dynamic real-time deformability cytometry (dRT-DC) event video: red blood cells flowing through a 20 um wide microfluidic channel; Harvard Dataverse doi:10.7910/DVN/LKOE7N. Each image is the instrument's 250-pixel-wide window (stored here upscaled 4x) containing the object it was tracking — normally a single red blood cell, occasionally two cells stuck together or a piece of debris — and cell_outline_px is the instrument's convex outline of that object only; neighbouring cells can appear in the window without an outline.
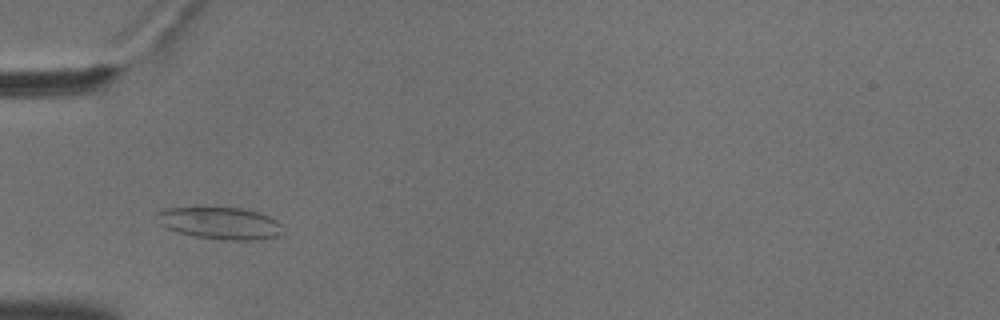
{"species": "common noctule bat (a hibernating species)", "species_latin": "Nyctalus noctula", "temperature_condition": "cold", "stored_images_in_passage": 47, "camera_frame_rate_fps": 3000, "um_per_image_px": 0.085, "animal": {"sex": "male", "body_mass_g": 18.8}, "frame": {"image": 1, "passage_image": 10, "time_ms": 3.0, "image_size_px": [1000, 320], "cell_outline_px": [[280, 232], [276, 236], [260, 240], [224, 240], [196, 236], [176, 232], [164, 228], [160, 224], [156, 212], [164, 208], [204, 204], [240, 208], [260, 212], [276, 220], [280, 224]], "centroid_in_image_um": [18.61, 18.91], "position_along_channel_um": 66.4, "area_um2": 24.45}}
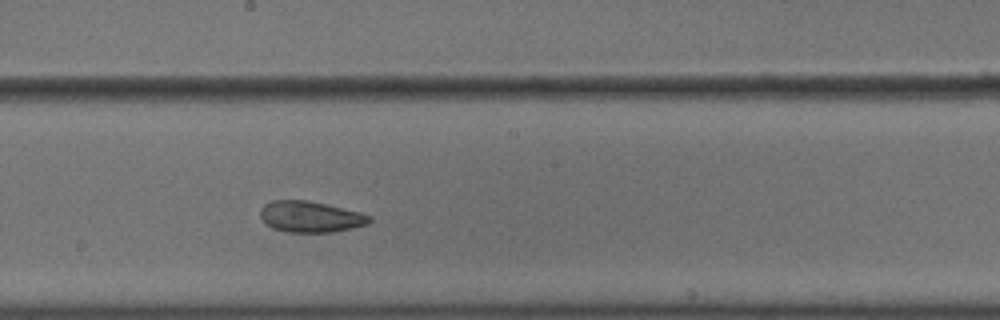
{"frame": {"image": 2, "passage_image": 23, "time_ms": 7.333, "image_size_px": [1000, 320], "cell_outline_px": [[372, 220], [368, 224], [352, 228], [332, 232], [284, 232], [272, 228], [260, 216], [260, 208], [264, 204], [272, 200], [308, 200], [360, 212], [372, 216]], "centroid_in_image_um": [26.39, 18.42], "position_along_channel_um": 221.8, "area_um2": 19.83}}
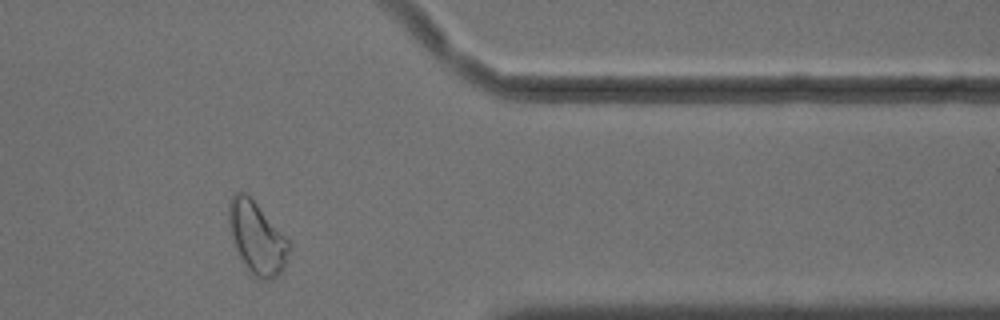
{"frame": {"image": 3, "passage_image": 38, "time_ms": 12.333, "image_size_px": [1000, 320], "cell_outline_px": [[288, 252], [284, 268], [272, 280], [264, 280], [256, 276], [244, 264], [236, 252], [228, 220], [228, 200], [236, 192], [244, 192], [256, 204], [288, 240]], "centroid_in_image_um": [21.79, 20.22], "position_along_channel_um": 389.6, "area_um2": 24.57}, "authors_computed_cell_mechanics": {"area_um2": 21.6172, "velocity_mm_per_s": 3.6147, "shape_relaxation_time_tau1_ms": null, "shape_relaxation_time_tau2_ms": 2.2591, "deformation_change_tau1": null, "deformation_change_tau2": 0.0736}}